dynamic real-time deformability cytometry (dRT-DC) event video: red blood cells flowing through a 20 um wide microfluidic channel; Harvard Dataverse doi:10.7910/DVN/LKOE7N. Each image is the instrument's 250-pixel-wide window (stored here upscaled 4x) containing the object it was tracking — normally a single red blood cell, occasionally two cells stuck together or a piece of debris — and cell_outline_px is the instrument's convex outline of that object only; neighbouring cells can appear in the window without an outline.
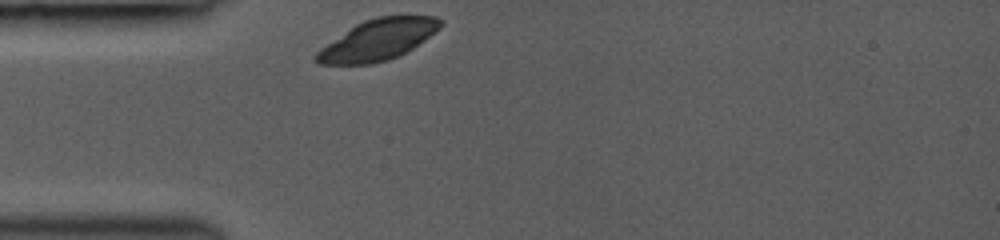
{"species": "common noctule bat (a hibernating species)", "species_latin": "Nyctalus noctula", "temperature_condition": "room temperature", "stored_images_in_passage": 29, "camera_frame_rate_fps": 3000, "um_per_image_px": 0.085, "animal": {"sex": "female", "body_mass_g": 19.0, "forearm_length_mm": 53.3}, "frame": {"image": 1, "passage_image": 1, "time_ms": 0.0, "image_size_px": [1000, 240], "cell_outline_px": [[444, 24], [440, 28], [424, 40], [412, 48], [388, 60], [372, 64], [320, 64], [312, 60], [312, 56], [320, 48], [356, 24], [364, 20], [376, 16], [436, 16], [444, 20]], "centroid_in_image_um": [32.11, 3.38], "position_along_channel_um": 52.9, "area_um2": 29.48}}
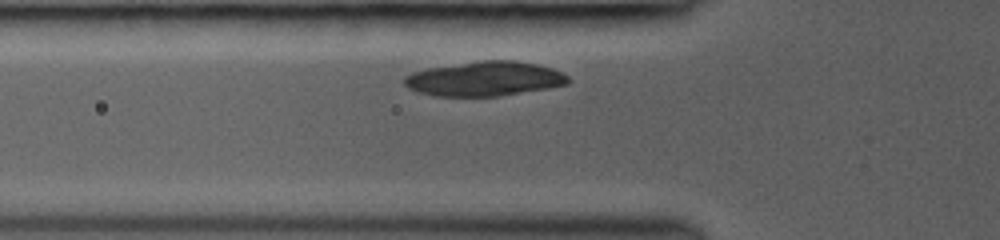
{"frame": {"image": 2, "passage_image": 5, "time_ms": 1.0, "image_size_px": [1000, 240], "cell_outline_px": [[572, 80], [568, 84], [548, 88], [500, 96], [436, 96], [416, 92], [408, 88], [404, 84], [404, 76], [412, 72], [428, 68], [480, 60], [516, 60], [536, 64], [552, 68], [568, 76]], "centroid_in_image_um": [41.19, 6.69], "position_along_channel_um": 84.6, "area_um2": 33.18}}
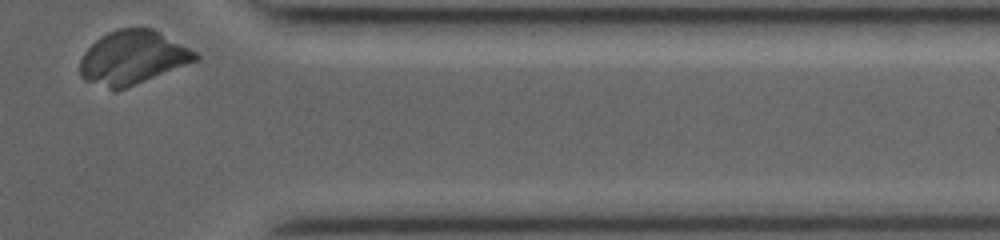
{"frame": {"image": 3, "passage_image": 29, "time_ms": 9.0, "image_size_px": [1000, 240], "cell_outline_px": [[200, 60], [124, 88], [112, 92], [84, 80], [80, 76], [80, 60], [84, 52], [100, 36], [116, 28], [152, 28], [160, 32], [196, 52], [200, 56]], "centroid_in_image_um": [11.25, 4.9], "position_along_channel_um": 400.1, "area_um2": 36.18}}